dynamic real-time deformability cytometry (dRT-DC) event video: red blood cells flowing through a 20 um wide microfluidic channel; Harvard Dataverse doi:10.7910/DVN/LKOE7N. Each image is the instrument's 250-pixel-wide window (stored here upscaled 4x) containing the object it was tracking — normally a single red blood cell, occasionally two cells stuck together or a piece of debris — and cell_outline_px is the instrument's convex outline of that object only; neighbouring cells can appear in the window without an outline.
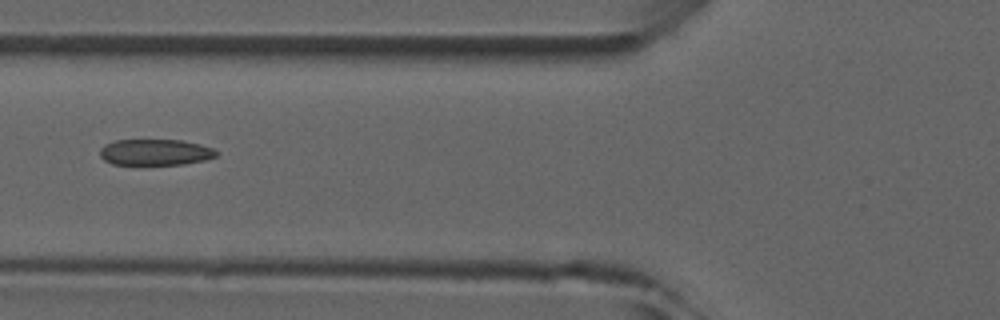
{"species": "common noctule bat (a hibernating species)", "species_latin": "Nyctalus noctula", "temperature_condition": "room temperature", "stored_images_in_passage": 5, "camera_frame_rate_fps": 3000, "um_per_image_px": 0.085, "animal": {"sex": "male", "forearm_length_mm": 52.5}, "frame": {"image": 1, "passage_image": 5, "time_ms": 5.0, "image_size_px": [1000, 320], "cell_outline_px": [[220, 152], [216, 156], [204, 160], [184, 164], [112, 164], [104, 160], [100, 156], [100, 148], [104, 144], [116, 140], [184, 140], [200, 144], [212, 148]], "centroid_in_image_um": [13.2, 12.93], "position_along_channel_um": 112.6, "area_um2": 17.74}}